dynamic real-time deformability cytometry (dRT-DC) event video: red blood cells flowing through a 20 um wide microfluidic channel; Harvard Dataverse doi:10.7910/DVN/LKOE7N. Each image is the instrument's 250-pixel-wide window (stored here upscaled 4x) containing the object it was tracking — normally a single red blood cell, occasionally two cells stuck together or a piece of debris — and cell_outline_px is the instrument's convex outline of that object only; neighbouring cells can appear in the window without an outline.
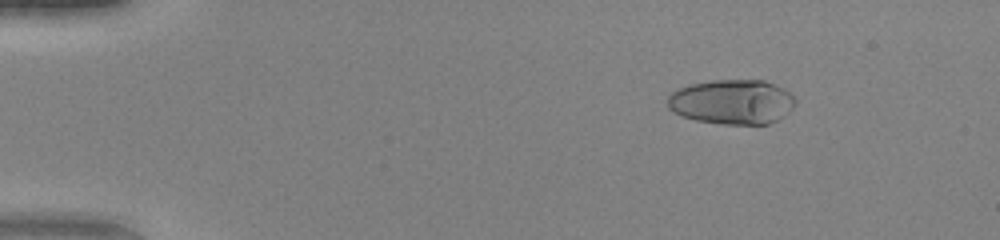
{"species": "human", "species_latin": "Homo sapiens", "temperature_condition": "warm", "stored_images_in_passage": 46, "camera_frame_rate_fps": 3000, "um_per_image_px": 0.085, "donor": {"sex": "female"}, "frame": {"image": 1, "passage_image": 3, "time_ms": 0.667, "image_size_px": [1000, 240], "cell_outline_px": [[796, 104], [792, 108], [776, 120], [768, 124], [720, 124], [696, 120], [680, 116], [668, 108], [668, 96], [672, 92], [688, 84], [712, 80], [764, 80], [784, 88], [796, 96]], "centroid_in_image_um": [62.23, 8.65], "position_along_channel_um": 22.8, "area_um2": 33.52}}
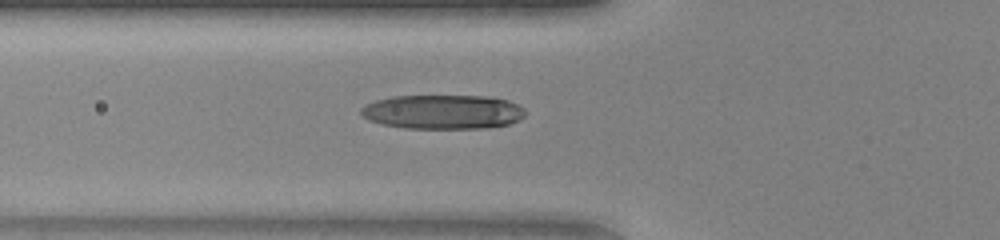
{"frame": {"image": 2, "passage_image": 15, "time_ms": 4.667, "image_size_px": [1000, 240], "cell_outline_px": [[524, 116], [520, 120], [508, 124], [484, 128], [404, 128], [380, 124], [368, 120], [360, 116], [360, 108], [376, 100], [392, 96], [492, 96], [508, 100], [524, 108]], "centroid_in_image_um": [37.62, 9.51], "position_along_channel_um": 88.2, "area_um2": 33.0}}
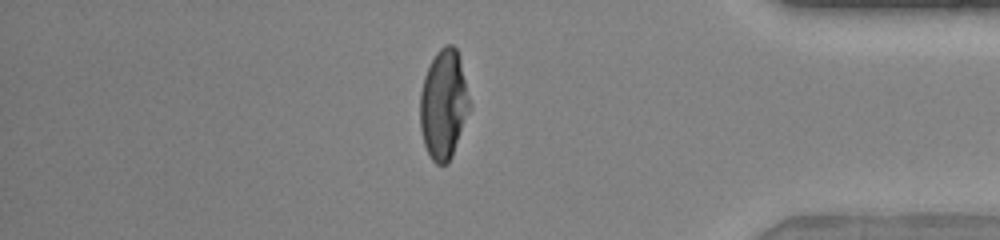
{"frame": {"image": 3, "passage_image": 39, "time_ms": 12.667, "image_size_px": [1000, 240], "cell_outline_px": [[472, 108], [452, 156], [448, 164], [436, 164], [432, 160], [424, 144], [420, 128], [420, 92], [424, 76], [436, 52], [444, 44], [452, 44], [456, 48], [460, 60], [472, 104]], "centroid_in_image_um": [37.73, 8.89], "position_along_channel_um": 397.5, "area_um2": 32.02}, "authors_computed_cell_mechanics": {"area_um2": 32.2524, "velocity_mm_per_s": 4.1825, "shape_relaxation_time_tau1_ms": 5.6418, "shape_relaxation_time_tau2_ms": 1.0228, "deformation_change_tau1": 0.2941, "deformation_change_tau2": 0.0485}}